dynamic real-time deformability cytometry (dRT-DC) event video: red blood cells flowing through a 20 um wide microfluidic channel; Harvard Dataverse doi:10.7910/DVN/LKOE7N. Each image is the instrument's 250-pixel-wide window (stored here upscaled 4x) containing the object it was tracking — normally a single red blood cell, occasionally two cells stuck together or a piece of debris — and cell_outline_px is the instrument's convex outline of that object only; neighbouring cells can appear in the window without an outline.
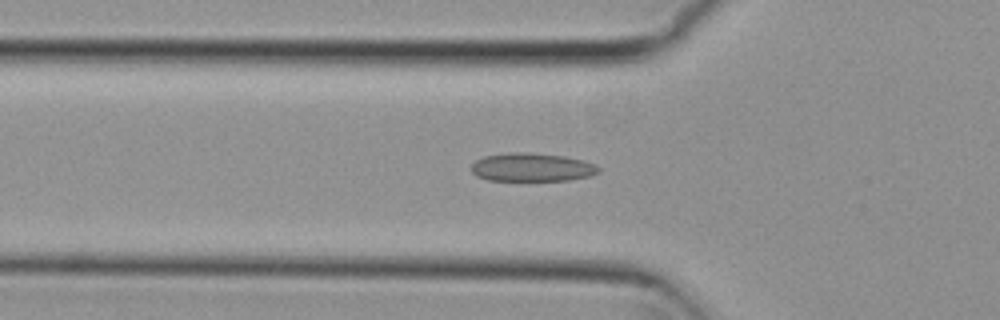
{"species": "common noctule bat (a hibernating species)", "species_latin": "Nyctalus noctula", "temperature_condition": "cold", "stored_images_in_passage": 35, "camera_frame_rate_fps": 3000, "um_per_image_px": 0.085, "animal": {"sex": "female", "body_mass_g": 29.2, "forearm_length_mm": 56.3}, "frame": {"image": 1, "passage_image": 3, "time_ms": 0.667, "image_size_px": [1000, 320], "cell_outline_px": [[600, 172], [592, 176], [568, 180], [488, 180], [476, 176], [472, 172], [472, 164], [476, 160], [484, 156], [512, 152], [524, 152], [564, 156], [584, 160], [600, 168]], "centroid_in_image_um": [45.22, 14.22], "position_along_channel_um": 80.6, "area_um2": 20.98}}
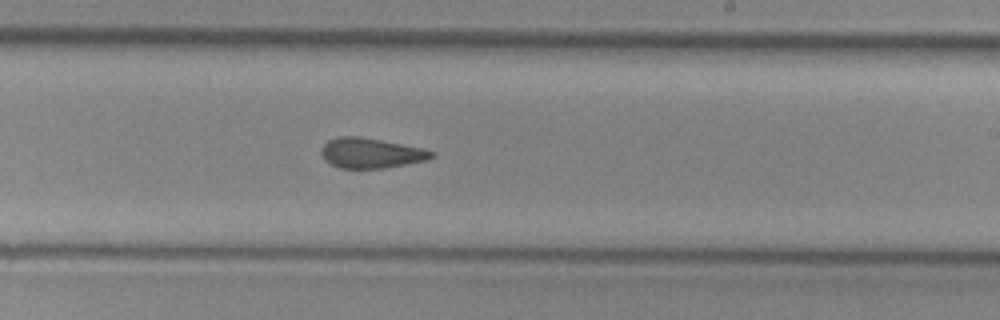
{"frame": {"image": 2, "passage_image": 17, "time_ms": 5.333, "image_size_px": [1000, 320], "cell_outline_px": [[436, 156], [428, 160], [384, 168], [340, 168], [324, 160], [320, 152], [324, 144], [328, 140], [336, 136], [360, 136], [424, 148], [436, 152]], "centroid_in_image_um": [31.55, 13.0], "position_along_channel_um": 257.4, "area_um2": 19.54}}
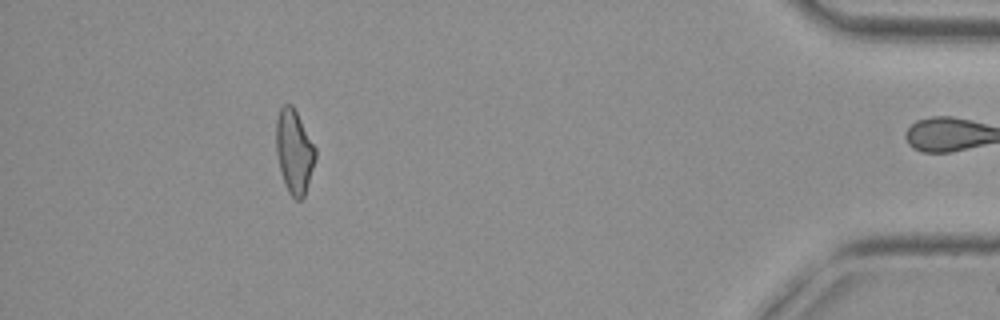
{"frame": {"image": 3, "passage_image": 34, "time_ms": 11.0, "image_size_px": [1000, 320], "cell_outline_px": [[316, 156], [304, 196], [300, 200], [296, 200], [288, 192], [284, 184], [280, 172], [276, 152], [276, 120], [280, 108], [284, 104], [292, 104], [316, 148]], "centroid_in_image_um": [24.99, 12.88], "position_along_channel_um": 410.2, "area_um2": 19.13}, "authors_computed_cell_mechanics": {"area_um2": 19.941, "velocity_mm_per_s": 3.7823, "shape_relaxation_time_tau1_ms": null, "shape_relaxation_time_tau2_ms": 2.9109, "deformation_change_tau1": null, "deformation_change_tau2": 0.0934}}